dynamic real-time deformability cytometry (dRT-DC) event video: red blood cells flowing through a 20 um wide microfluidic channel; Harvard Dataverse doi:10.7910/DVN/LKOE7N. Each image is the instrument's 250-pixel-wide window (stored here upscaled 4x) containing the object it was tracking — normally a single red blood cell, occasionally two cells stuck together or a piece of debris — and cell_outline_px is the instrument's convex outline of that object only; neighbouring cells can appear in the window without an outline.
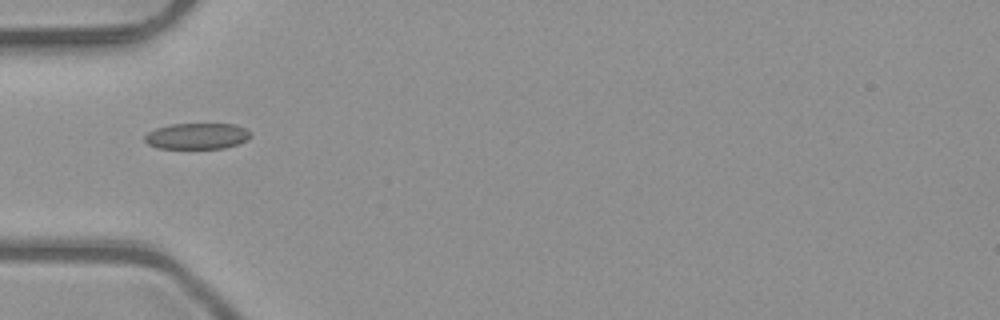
{"species": "common noctule bat (a hibernating species)", "species_latin": "Nyctalus noctula", "temperature_condition": "room temperature", "stored_images_in_passage": 2, "camera_frame_rate_fps": 3000, "um_per_image_px": 0.085, "animal": {"sex": "male", "body_mass_g": 23.1, "forearm_length_mm": 52.7}, "frame": {"image": 1, "passage_image": 2, "time_ms": 0.333, "image_size_px": [1000, 320], "cell_outline_px": [[252, 136], [236, 144], [224, 148], [156, 148], [148, 144], [144, 140], [144, 136], [148, 132], [156, 128], [172, 124], [236, 124], [244, 128]], "centroid_in_image_um": [16.7, 11.56], "position_along_channel_um": 68.3, "area_um2": 15.9}}